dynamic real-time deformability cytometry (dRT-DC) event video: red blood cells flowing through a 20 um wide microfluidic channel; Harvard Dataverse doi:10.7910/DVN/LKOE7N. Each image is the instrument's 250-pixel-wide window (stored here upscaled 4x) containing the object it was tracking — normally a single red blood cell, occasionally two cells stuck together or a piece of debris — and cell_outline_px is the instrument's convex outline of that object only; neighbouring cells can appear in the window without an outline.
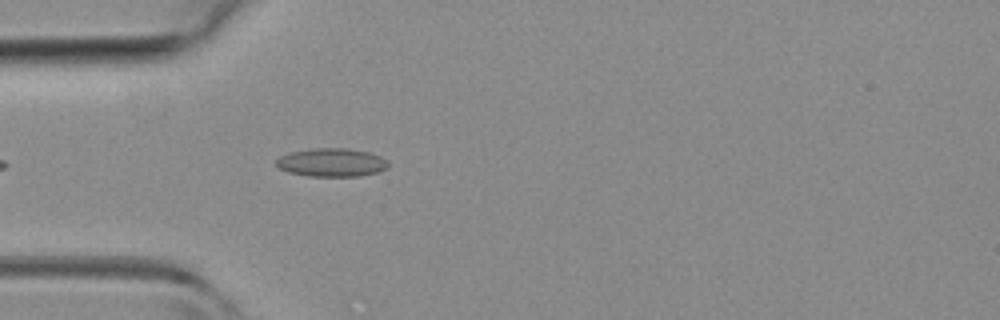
{"species": "common noctule bat (a hibernating species)", "species_latin": "Nyctalus noctula", "temperature_condition": "room temperature", "stored_images_in_passage": 15, "camera_frame_rate_fps": 3000, "um_per_image_px": 0.085, "animal": {"sex": "female", "body_mass_g": 19.3, "forearm_length_mm": 54.1}, "frame": {"image": 1, "passage_image": 4, "time_ms": 1.0, "image_size_px": [1000, 320], "cell_outline_px": [[388, 168], [380, 172], [360, 176], [308, 176], [288, 172], [280, 168], [276, 164], [276, 160], [280, 156], [292, 152], [312, 148], [348, 148], [368, 152], [380, 156], [388, 160]], "centroid_in_image_um": [28.23, 13.81], "position_along_channel_um": 56.8, "area_um2": 18.61}}
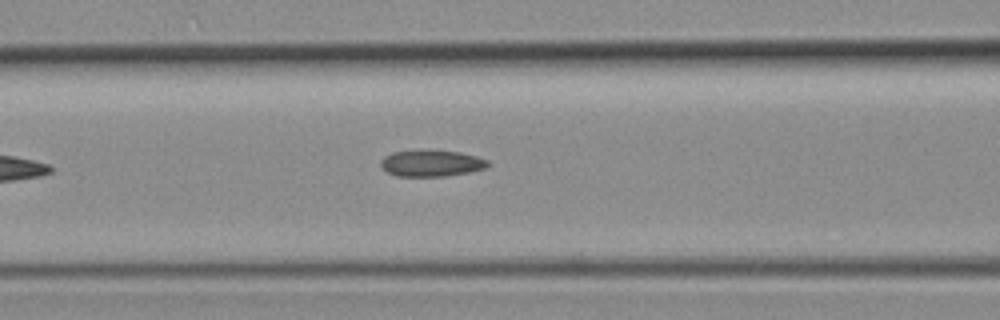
{"frame": {"image": 2, "passage_image": 9, "time_ms": 2.667, "image_size_px": [1000, 320], "cell_outline_px": [[488, 164], [484, 168], [468, 172], [444, 176], [396, 176], [388, 172], [380, 164], [380, 160], [384, 156], [392, 152], [460, 152], [476, 156], [488, 160]], "centroid_in_image_um": [36.65, 13.9], "position_along_channel_um": 130.0, "area_um2": 15.78}}
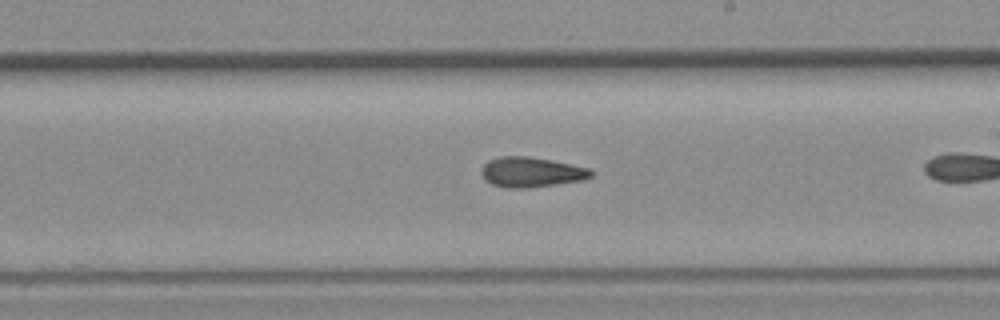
{"frame": {"image": 3, "passage_image": 14, "time_ms": 4.333, "image_size_px": [1000, 320], "cell_outline_px": [[592, 176], [584, 180], [556, 184], [524, 188], [508, 188], [492, 184], [484, 180], [480, 172], [480, 168], [488, 160], [500, 156], [528, 156], [552, 160], [588, 168], [592, 172]], "centroid_in_image_um": [45.11, 14.62], "position_along_channel_um": 243.9, "area_um2": 19.25}}